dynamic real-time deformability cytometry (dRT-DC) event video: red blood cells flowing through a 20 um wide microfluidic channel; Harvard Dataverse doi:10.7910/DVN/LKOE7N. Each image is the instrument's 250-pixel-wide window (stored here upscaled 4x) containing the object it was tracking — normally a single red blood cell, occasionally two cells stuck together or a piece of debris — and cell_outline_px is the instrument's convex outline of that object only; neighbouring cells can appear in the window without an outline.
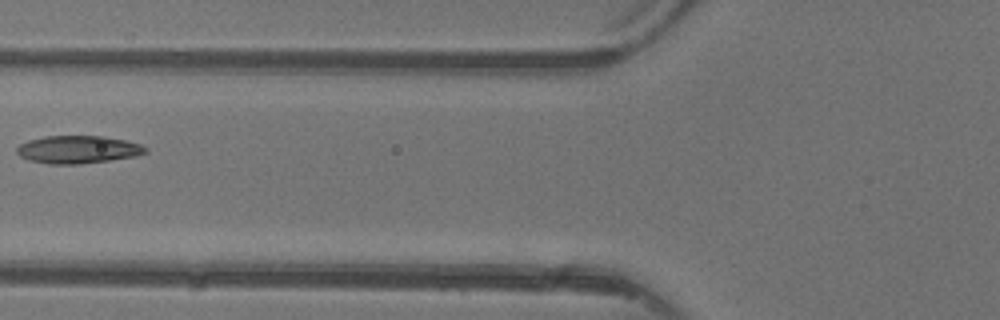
{"species": "common noctule bat (a hibernating species)", "species_latin": "Nyctalus noctula", "temperature_condition": "warm", "stored_images_in_passage": 5, "camera_frame_rate_fps": 3000, "um_per_image_px": 0.085, "animal": {"sex": "female"}, "frame": {"image": 1, "passage_image": 5, "time_ms": 5.667, "image_size_px": [1000, 320], "cell_outline_px": [[148, 152], [136, 156], [80, 164], [48, 164], [28, 160], [20, 156], [16, 152], [16, 148], [20, 144], [28, 140], [44, 136], [104, 136], [124, 140], [140, 144], [148, 148]], "centroid_in_image_um": [6.61, 12.71], "position_along_channel_um": 119.2, "area_um2": 20.87}}